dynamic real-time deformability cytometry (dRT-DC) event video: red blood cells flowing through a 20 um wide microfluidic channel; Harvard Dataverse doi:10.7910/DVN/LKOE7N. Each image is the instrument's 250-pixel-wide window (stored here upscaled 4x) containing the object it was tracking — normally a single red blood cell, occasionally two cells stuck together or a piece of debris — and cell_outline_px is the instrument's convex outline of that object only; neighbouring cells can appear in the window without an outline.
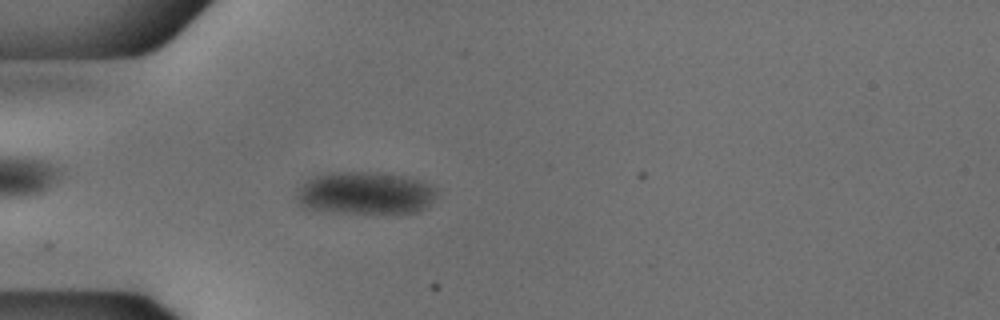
{"species": "common noctule bat (a hibernating species)", "species_latin": "Nyctalus noctula", "temperature_condition": "cold", "stored_images_in_passage": 46, "camera_frame_rate_fps": 3000, "um_per_image_px": 0.085, "animal": {"sex": "male", "body_mass_g": 18.8}, "frame": {"image": 1, "passage_image": 8, "time_ms": 2.333, "image_size_px": [1000, 320], "cell_outline_px": [[440, 192], [420, 212], [324, 212], [304, 208], [296, 200], [296, 192], [300, 184], [312, 176], [328, 172], [380, 172], [404, 176], [420, 180], [432, 184]], "centroid_in_image_um": [31.01, 16.39], "position_along_channel_um": 54.0, "area_um2": 35.2}}
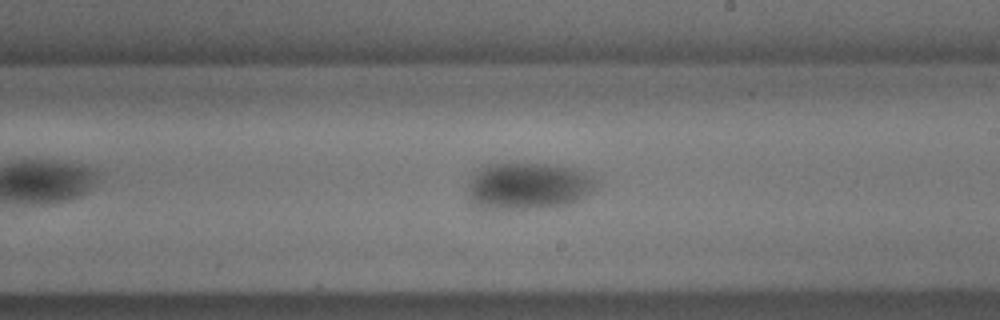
{"frame": {"image": 2, "passage_image": 24, "time_ms": 7.667, "image_size_px": [1000, 320], "cell_outline_px": [[596, 184], [584, 196], [568, 204], [544, 208], [476, 208], [468, 200], [468, 184], [476, 168], [484, 164], [544, 164], [572, 168], [584, 172], [592, 176], [596, 180]], "centroid_in_image_um": [44.79, 15.81], "position_along_channel_um": 244.2, "area_um2": 34.91}}
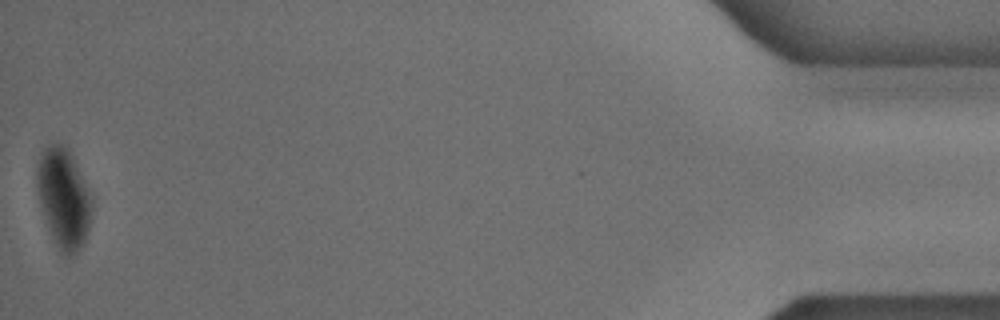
{"frame": {"image": 3, "passage_image": 46, "time_ms": 15.0, "image_size_px": [1000, 320], "cell_outline_px": [[92, 212], [88, 228], [84, 240], [76, 256], [64, 256], [60, 252], [52, 240], [40, 204], [36, 188], [36, 168], [40, 152], [44, 148], [52, 144], [64, 144], [68, 148], [72, 156], [92, 200]], "centroid_in_image_um": [5.37, 16.88], "position_along_channel_um": 429.8, "area_um2": 31.91}}